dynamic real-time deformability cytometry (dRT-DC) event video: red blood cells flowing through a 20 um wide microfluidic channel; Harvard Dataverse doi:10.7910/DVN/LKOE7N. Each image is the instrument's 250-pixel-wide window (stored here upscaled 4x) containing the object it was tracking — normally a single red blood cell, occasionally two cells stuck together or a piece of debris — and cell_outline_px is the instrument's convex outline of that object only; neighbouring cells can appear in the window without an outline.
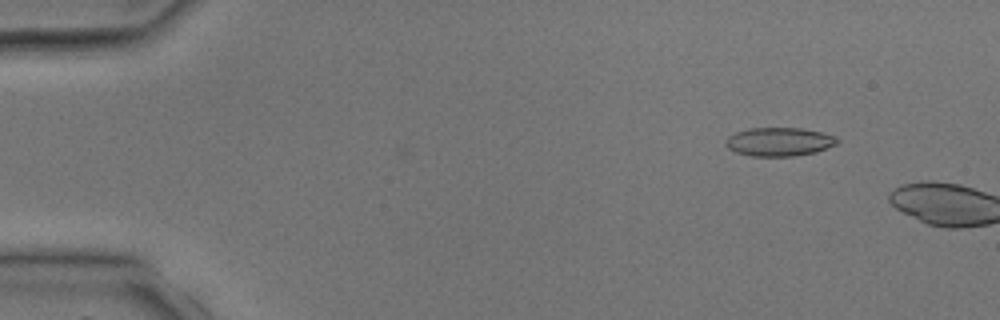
{"species": "common noctule bat (a hibernating species)", "species_latin": "Nyctalus noctula", "temperature_condition": "room temperature", "stored_images_in_passage": 3, "camera_frame_rate_fps": 3000, "um_per_image_px": 0.085, "animal": {"sex": "male", "body_mass_g": 17.9, "forearm_length_mm": 54.2}, "frame": {"image": 1, "passage_image": 3, "time_ms": 2.333, "image_size_px": [1000, 320], "cell_outline_px": [[840, 140], [836, 144], [816, 152], [796, 156], [752, 156], [736, 152], [728, 148], [724, 144], [724, 140], [728, 136], [736, 132], [752, 128], [800, 128], [820, 132], [836, 136]], "centroid_in_image_um": [66.22, 12.05], "position_along_channel_um": 18.8, "area_um2": 18.61}}